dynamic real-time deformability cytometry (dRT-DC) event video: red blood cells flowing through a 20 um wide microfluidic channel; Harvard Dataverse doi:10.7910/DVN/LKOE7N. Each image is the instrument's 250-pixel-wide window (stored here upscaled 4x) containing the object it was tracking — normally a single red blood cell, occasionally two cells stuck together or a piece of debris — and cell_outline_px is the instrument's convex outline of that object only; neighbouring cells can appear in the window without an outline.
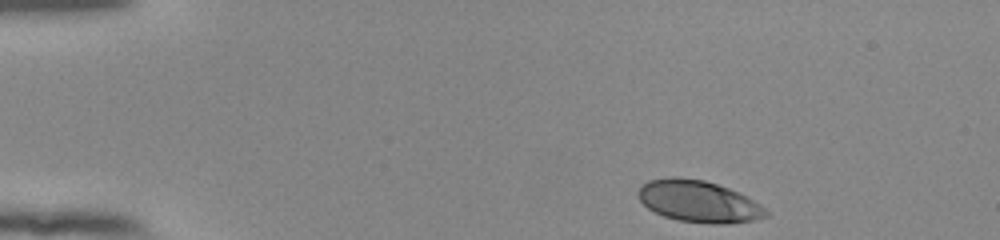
{"species": "human", "species_latin": "Homo sapiens", "temperature_condition": "room temperature", "stored_images_in_passage": 46, "camera_frame_rate_fps": 3000, "um_per_image_px": 0.085, "donor": {"sex": "female"}, "frame": {"image": 1, "passage_image": 1, "time_ms": 0.0, "image_size_px": [1000, 240], "cell_outline_px": [[768, 216], [756, 220], [728, 224], [712, 224], [680, 220], [664, 216], [648, 208], [640, 200], [636, 192], [648, 180], [672, 176], [704, 180], [728, 188], [768, 208]], "centroid_in_image_um": [59.4, 17.13], "position_along_channel_um": 25.6, "area_um2": 30.92}}
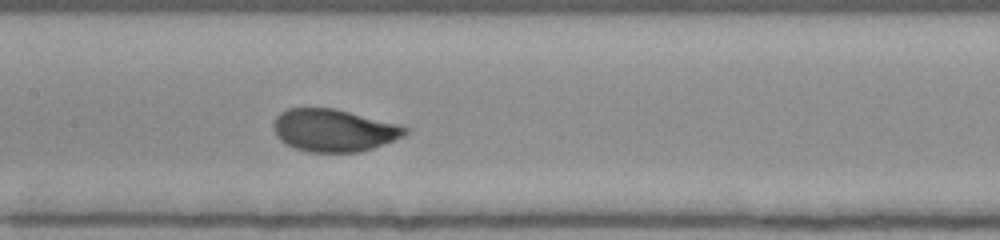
{"frame": {"image": 2, "passage_image": 20, "time_ms": 6.333, "image_size_px": [1000, 240], "cell_outline_px": [[408, 132], [404, 136], [372, 148], [360, 152], [308, 152], [296, 148], [280, 140], [276, 136], [272, 124], [276, 116], [280, 112], [288, 108], [336, 108], [404, 124], [408, 128]], "centroid_in_image_um": [28.41, 11.06], "position_along_channel_um": 179.0, "area_um2": 33.0}}
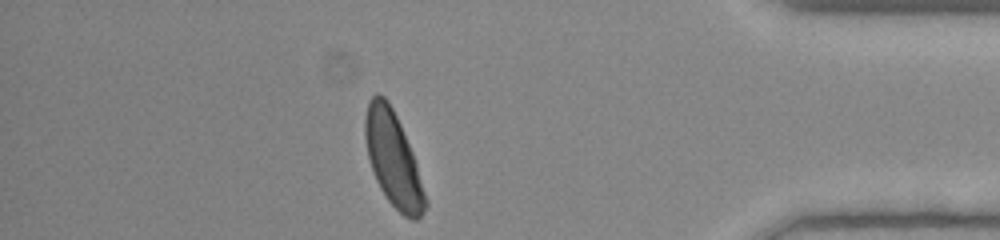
{"frame": {"image": 3, "passage_image": 40, "time_ms": 13.0, "image_size_px": [1000, 240], "cell_outline_px": [[428, 204], [424, 212], [416, 220], [412, 220], [404, 216], [388, 200], [380, 188], [376, 180], [368, 156], [364, 136], [364, 120], [368, 100], [376, 92], [384, 96], [388, 100], [400, 124], [412, 152], [416, 164]], "centroid_in_image_um": [33.4, 13.5], "position_along_channel_um": 401.8, "area_um2": 32.77}, "authors_computed_cell_mechanics": {"area_um2": 32.1657, "velocity_mm_per_s": 3.8421, "shape_relaxation_time_tau1_ms": 2.4499, "shape_relaxation_time_tau2_ms": null, "deformation_change_tau1": 0.1423, "deformation_change_tau2": null}}